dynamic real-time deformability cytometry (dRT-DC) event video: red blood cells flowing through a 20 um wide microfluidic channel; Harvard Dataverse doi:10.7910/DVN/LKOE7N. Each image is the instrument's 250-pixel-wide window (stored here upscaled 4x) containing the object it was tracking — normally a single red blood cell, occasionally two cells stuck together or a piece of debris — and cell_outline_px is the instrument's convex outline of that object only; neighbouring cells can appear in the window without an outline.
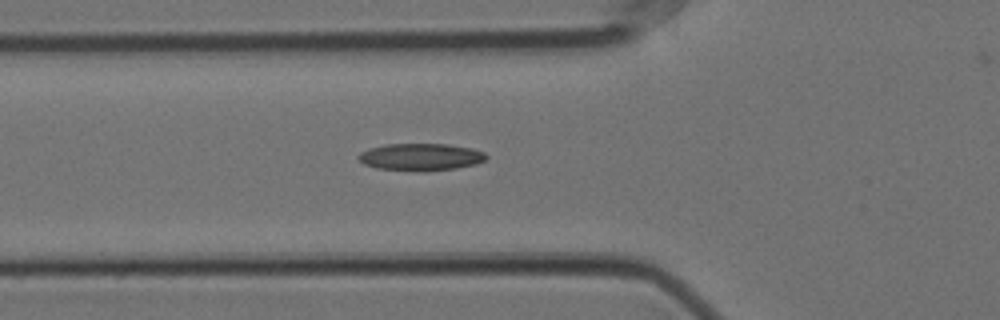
{"species": "Egyptian fruit bat (a non-hibernating species)", "species_latin": "Rousettus aegyptiacus", "temperature_condition": "cold", "stored_images_in_passage": 40, "segment_of_instrument_passage": [1, 2], "camera_frame_rate_fps": 3000, "um_per_image_px": 0.085, "animal": {"sex": "female"}, "frame": {"image": 1, "passage_image": 2, "time_ms": 0.333, "image_size_px": [1000, 320], "cell_outline_px": [[488, 156], [484, 160], [476, 164], [456, 168], [424, 172], [420, 172], [376, 168], [364, 164], [356, 156], [360, 152], [368, 148], [384, 144], [448, 144], [472, 148], [484, 152]], "centroid_in_image_um": [35.74, 13.35], "position_along_channel_um": 90.1, "area_um2": 20.52}}
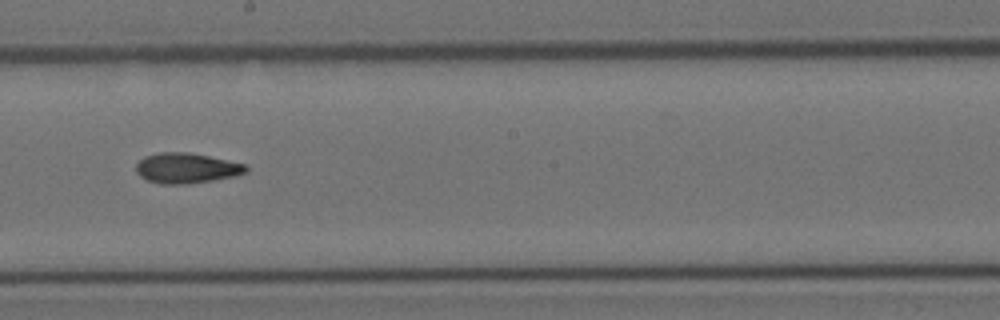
{"frame": {"image": 2, "passage_image": 14, "time_ms": 4.333, "image_size_px": [1000, 320], "cell_outline_px": [[248, 172], [236, 176], [188, 184], [160, 184], [148, 180], [140, 176], [136, 172], [136, 164], [144, 156], [160, 152], [188, 152], [248, 164]], "centroid_in_image_um": [15.87, 14.29], "position_along_channel_um": 232.3, "area_um2": 19.54}}
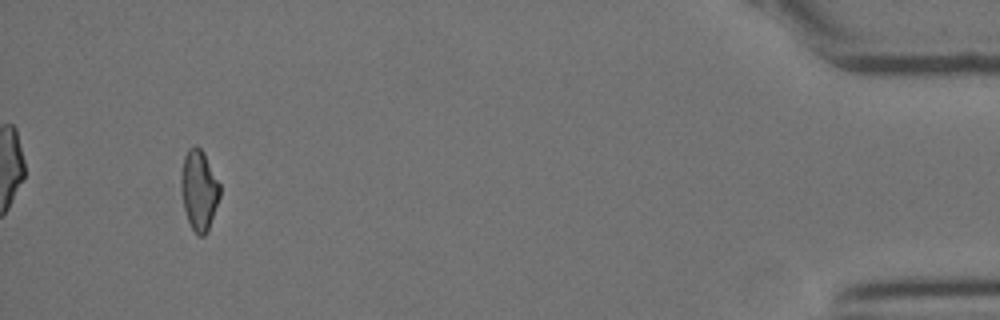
{"frame": {"image": 3, "passage_image": 36, "time_ms": 11.667, "image_size_px": [1000, 320], "cell_outline_px": [[220, 196], [208, 228], [204, 236], [196, 236], [188, 220], [184, 208], [180, 188], [180, 172], [184, 156], [188, 148], [196, 144], [204, 152], [220, 184]], "centroid_in_image_um": [16.89, 16.12], "position_along_channel_um": 418.3, "area_um2": 18.26}}